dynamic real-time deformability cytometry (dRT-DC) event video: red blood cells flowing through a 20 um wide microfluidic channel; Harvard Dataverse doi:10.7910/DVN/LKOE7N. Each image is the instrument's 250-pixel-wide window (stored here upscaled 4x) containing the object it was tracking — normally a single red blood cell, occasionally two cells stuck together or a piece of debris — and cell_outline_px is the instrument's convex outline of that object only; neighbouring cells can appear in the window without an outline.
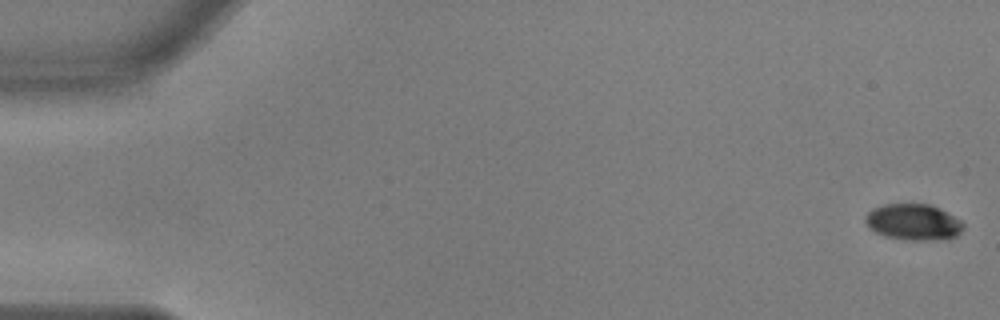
{"species": "common noctule bat (a hibernating species)", "species_latin": "Nyctalus noctula", "temperature_condition": "warm", "stored_images_in_passage": 6, "camera_frame_rate_fps": 3000, "um_per_image_px": 0.085, "animal": {"sex": "male", "body_mass_g": 17.9, "forearm_length_mm": 54.2}, "frame": {"image": 1, "passage_image": 1, "time_ms": 0.0, "image_size_px": [1000, 320], "cell_outline_px": [[964, 228], [956, 236], [948, 240], [904, 240], [884, 236], [868, 228], [864, 220], [864, 216], [872, 208], [884, 204], [932, 204], [940, 208], [960, 220], [964, 224]], "centroid_in_image_um": [77.63, 18.88], "position_along_channel_um": 7.4, "area_um2": 21.04}}